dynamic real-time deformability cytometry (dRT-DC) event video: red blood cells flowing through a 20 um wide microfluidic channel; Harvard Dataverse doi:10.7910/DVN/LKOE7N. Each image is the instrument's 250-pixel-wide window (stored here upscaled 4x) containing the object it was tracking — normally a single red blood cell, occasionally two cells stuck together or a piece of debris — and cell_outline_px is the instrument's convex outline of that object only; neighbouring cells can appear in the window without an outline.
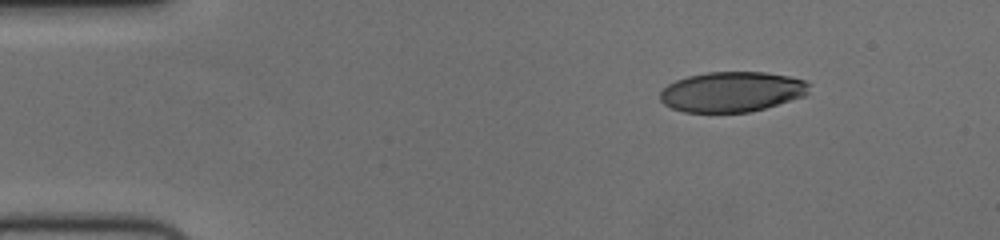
{"species": "human", "species_latin": "Homo sapiens", "temperature_condition": "cold", "stored_images_in_passage": 49, "camera_frame_rate_fps": 3000, "um_per_image_px": 0.085, "donor": {"sex": "female"}, "frame": {"image": 1, "passage_image": 1, "time_ms": 0.0, "image_size_px": [1000, 240], "cell_outline_px": [[808, 92], [804, 96], [764, 108], [748, 112], [684, 112], [672, 108], [664, 104], [660, 100], [660, 92], [668, 84], [676, 80], [688, 76], [708, 72], [764, 72], [788, 76], [808, 80]], "centroid_in_image_um": [62.2, 7.8], "position_along_channel_um": 22.8, "area_um2": 34.8}}
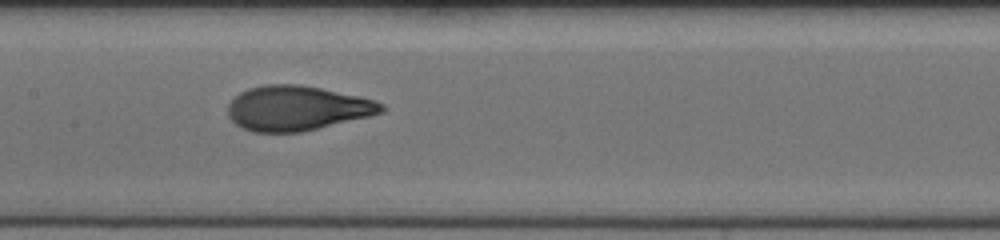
{"frame": {"image": 2, "passage_image": 21, "time_ms": 6.667, "image_size_px": [1000, 240], "cell_outline_px": [[388, 108], [384, 112], [368, 116], [300, 132], [252, 132], [236, 124], [228, 116], [228, 104], [240, 92], [248, 88], [264, 84], [300, 84], [360, 96], [376, 100], [384, 104]], "centroid_in_image_um": [25.26, 9.18], "position_along_channel_um": 182.1, "area_um2": 40.0}}
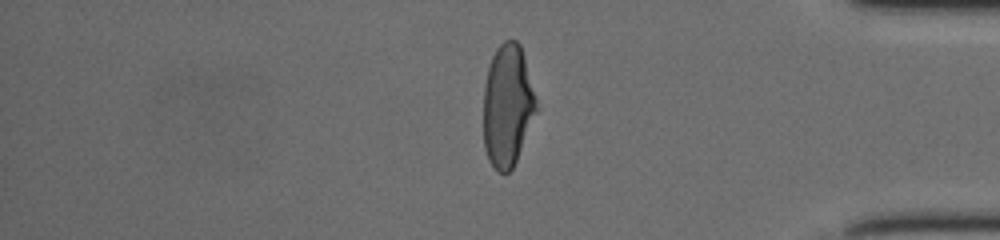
{"frame": {"image": 3, "passage_image": 40, "time_ms": 13.0, "image_size_px": [1000, 240], "cell_outline_px": [[540, 108], [516, 160], [512, 168], [508, 172], [496, 172], [488, 160], [484, 148], [484, 88], [488, 68], [492, 56], [496, 48], [504, 40], [516, 40], [520, 44], [524, 56]], "centroid_in_image_um": [43.17, 8.99], "position_along_channel_um": 392.0, "area_um2": 38.15}, "authors_computed_cell_mechanics": {"area_um2": 39.1306, "velocity_mm_per_s": 3.7139, "shape_relaxation_time_tau1_ms": 4.987, "shape_relaxation_time_tau2_ms": 0.7023, "deformation_change_tau1": 0.2078, "deformation_change_tau2": 0.0579}}